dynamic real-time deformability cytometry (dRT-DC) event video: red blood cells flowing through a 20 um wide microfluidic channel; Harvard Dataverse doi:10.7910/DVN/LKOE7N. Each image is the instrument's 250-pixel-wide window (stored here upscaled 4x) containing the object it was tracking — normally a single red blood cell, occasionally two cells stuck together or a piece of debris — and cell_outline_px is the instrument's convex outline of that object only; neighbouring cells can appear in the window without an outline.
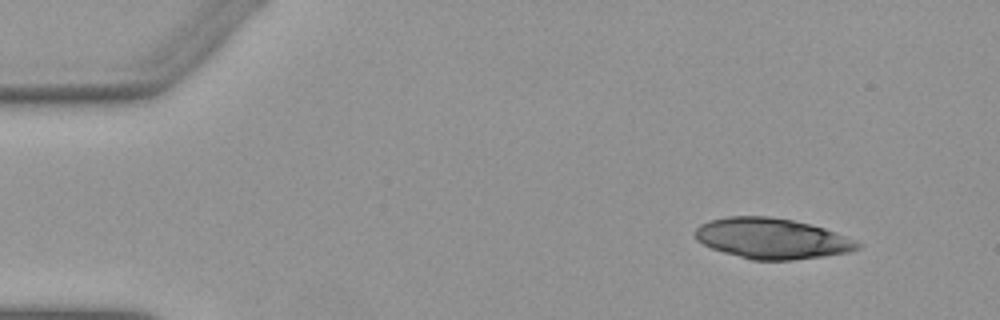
{"species": "Egyptian fruit bat (a non-hibernating species)", "species_latin": "Rousettus aegyptiacus", "temperature_condition": "warm", "stored_images_in_passage": 47, "camera_frame_rate_fps": 3000, "um_per_image_px": 0.085, "animal": {"sex": "female"}, "frame": {"image": 1, "passage_image": 1, "time_ms": 0.0, "image_size_px": [1000, 320], "cell_outline_px": [[864, 244], [860, 248], [848, 252], [824, 256], [792, 260], [752, 260], [724, 252], [712, 248], [696, 240], [696, 228], [700, 224], [708, 220], [728, 216], [768, 216], [792, 220], [824, 228], [836, 232], [856, 240]], "centroid_in_image_um": [65.63, 20.27], "position_along_channel_um": 19.4, "area_um2": 38.38}}